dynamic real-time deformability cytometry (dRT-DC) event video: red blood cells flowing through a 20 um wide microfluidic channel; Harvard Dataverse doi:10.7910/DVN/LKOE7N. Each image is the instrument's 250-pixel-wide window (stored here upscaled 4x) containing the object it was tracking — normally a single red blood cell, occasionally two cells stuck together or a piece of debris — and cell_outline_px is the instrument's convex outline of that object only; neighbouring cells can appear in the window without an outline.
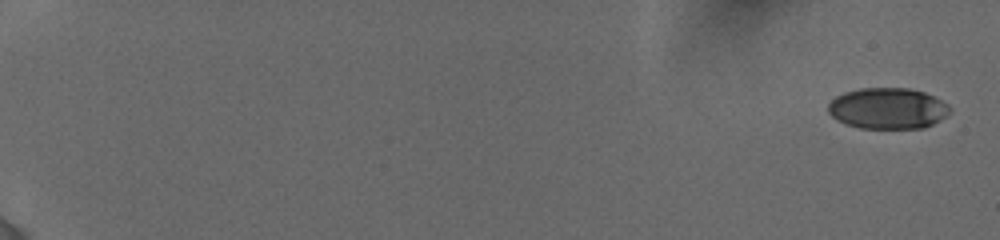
{"species": "human", "species_latin": "Homo sapiens", "temperature_condition": "cold", "stored_images_in_passage": 12, "camera_frame_rate_fps": 3000, "um_per_image_px": 0.085, "donor": {"sex": "female"}, "frame": {"image": 1, "passage_image": 1, "time_ms": 0.0, "image_size_px": [1000, 240], "cell_outline_px": [[952, 108], [940, 120], [924, 128], [860, 128], [844, 124], [836, 120], [828, 112], [828, 104], [836, 96], [844, 92], [860, 88], [908, 88], [924, 92], [948, 104]], "centroid_in_image_um": [75.43, 9.21], "position_along_channel_um": 9.6, "area_um2": 29.13}}
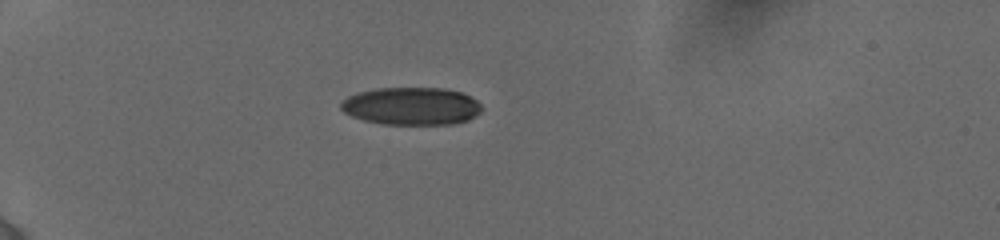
{"frame": {"image": 2, "passage_image": 9, "time_ms": 5.667, "image_size_px": [1000, 240], "cell_outline_px": [[480, 112], [476, 116], [468, 120], [452, 124], [384, 124], [364, 120], [352, 116], [344, 112], [340, 108], [340, 104], [348, 96], [360, 92], [380, 88], [444, 88], [460, 92], [476, 100], [480, 104]], "centroid_in_image_um": [34.97, 9.02], "position_along_channel_um": 50.0, "area_um2": 30.69}}
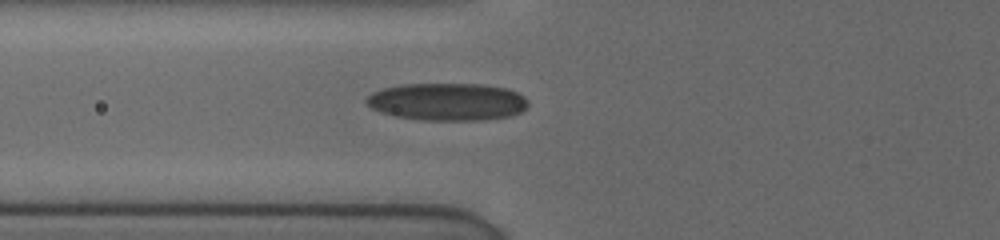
{"frame": {"image": 3, "passage_image": 12, "time_ms": 7.667, "image_size_px": [1000, 240], "cell_outline_px": [[528, 104], [520, 112], [508, 116], [484, 120], [420, 120], [396, 116], [372, 108], [364, 100], [372, 92], [384, 88], [400, 84], [484, 84], [508, 88], [524, 96], [528, 100]], "centroid_in_image_um": [38.04, 8.64], "position_along_channel_um": 87.8, "area_um2": 35.32}}